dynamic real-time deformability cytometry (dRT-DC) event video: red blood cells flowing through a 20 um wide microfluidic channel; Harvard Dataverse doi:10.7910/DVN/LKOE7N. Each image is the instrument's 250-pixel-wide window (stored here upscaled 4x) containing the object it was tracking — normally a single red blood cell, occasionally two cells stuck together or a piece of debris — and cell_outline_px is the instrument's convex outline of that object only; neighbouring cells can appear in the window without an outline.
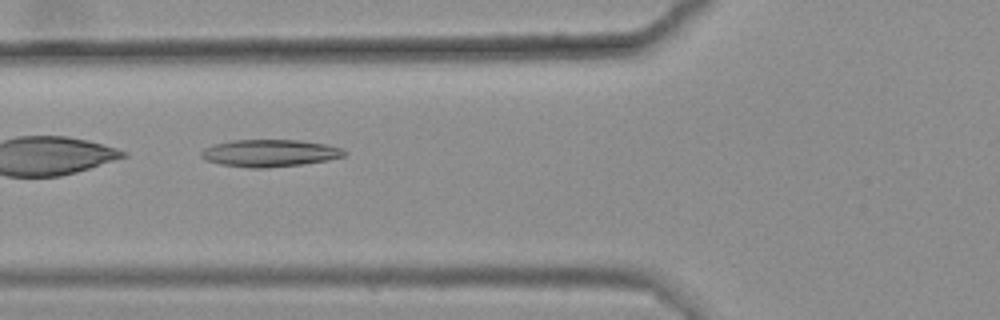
{"species": "common noctule bat (a hibernating species)", "species_latin": "Nyctalus noctula", "temperature_condition": "warm", "stored_images_in_passage": 9, "camera_frame_rate_fps": 3000, "um_per_image_px": 0.085, "animal": {"sex": "female", "body_mass_g": 25.1}, "frame": {"image": 1, "passage_image": 4, "time_ms": 1.0, "image_size_px": [1000, 320], "cell_outline_px": [[348, 152], [344, 156], [328, 160], [304, 164], [268, 168], [248, 168], [220, 164], [208, 160], [200, 156], [200, 152], [204, 148], [212, 144], [232, 140], [300, 140], [324, 144], [340, 148]], "centroid_in_image_um": [22.91, 13.02], "position_along_channel_um": 102.9, "area_um2": 22.77}}
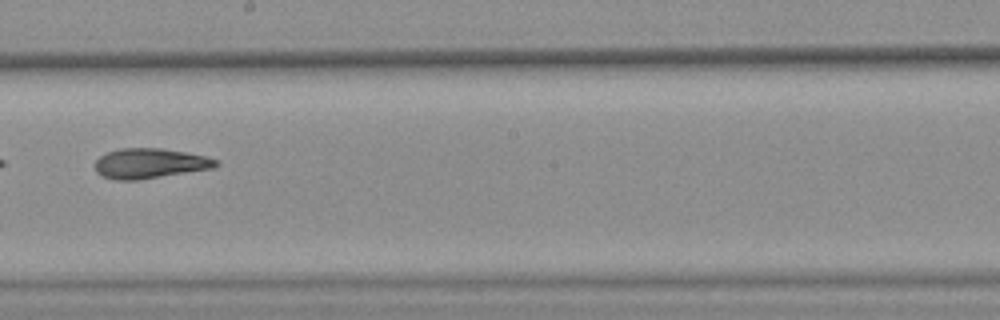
{"frame": {"image": 2, "passage_image": 7, "time_ms": 2.0, "image_size_px": [1000, 320], "cell_outline_px": [[220, 164], [212, 168], [136, 180], [116, 180], [104, 176], [96, 172], [96, 160], [100, 156], [108, 152], [120, 148], [160, 148], [184, 152], [204, 156], [216, 160]], "centroid_in_image_um": [12.71, 13.88], "position_along_channel_um": 235.5, "area_um2": 20.75}}
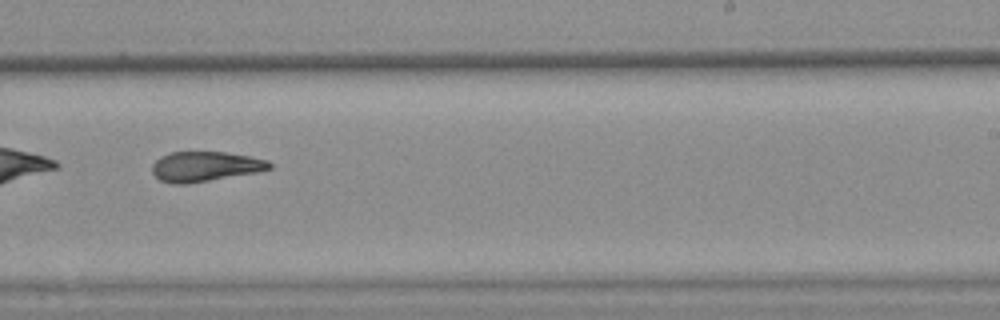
{"frame": {"image": 3, "passage_image": 8, "time_ms": 2.333, "image_size_px": [1000, 320], "cell_outline_px": [[272, 168], [256, 172], [184, 184], [172, 184], [160, 180], [152, 172], [152, 164], [160, 156], [172, 152], [228, 152], [268, 160], [272, 164]], "centroid_in_image_um": [17.42, 14.14], "position_along_channel_um": 271.6, "area_um2": 20.29}}